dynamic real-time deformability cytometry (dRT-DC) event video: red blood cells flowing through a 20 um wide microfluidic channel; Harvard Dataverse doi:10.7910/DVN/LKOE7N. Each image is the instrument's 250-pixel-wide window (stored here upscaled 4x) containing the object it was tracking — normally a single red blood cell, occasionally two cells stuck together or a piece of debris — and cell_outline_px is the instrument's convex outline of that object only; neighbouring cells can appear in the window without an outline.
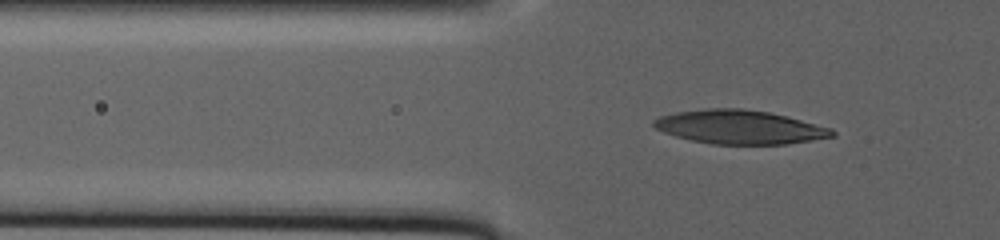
{"species": "human", "species_latin": "Homo sapiens", "temperature_condition": "warm", "stored_images_in_passage": 73, "camera_frame_rate_fps": 3000, "um_per_image_px": 0.085, "donor": {"sex": "male"}, "frame": {"image": 1, "passage_image": 24, "time_ms": 15.667, "image_size_px": [1000, 240], "cell_outline_px": [[836, 136], [788, 144], [712, 144], [692, 140], [676, 136], [664, 132], [656, 128], [652, 124], [652, 120], [660, 116], [676, 112], [704, 108], [744, 108], [768, 112], [832, 128], [836, 132]], "centroid_in_image_um": [62.86, 10.8], "position_along_channel_um": 62.9, "area_um2": 35.08}}
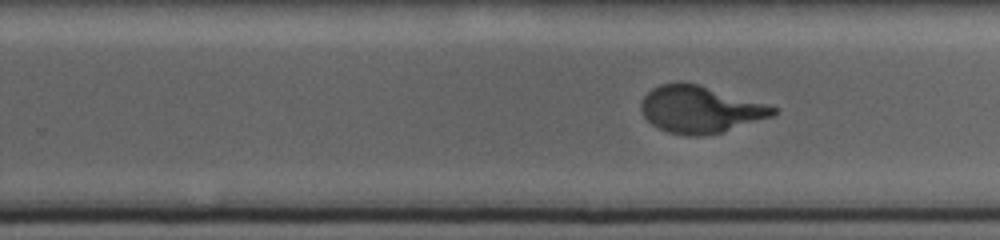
{"frame": {"image": 2, "passage_image": 50, "time_ms": 28.0, "image_size_px": [1000, 240], "cell_outline_px": [[776, 112], [772, 116], [724, 132], [700, 136], [688, 136], [668, 132], [652, 124], [644, 116], [640, 108], [640, 104], [644, 96], [652, 88], [660, 84], [680, 80], [696, 84], [764, 104], [776, 108]], "centroid_in_image_um": [59.45, 9.3], "position_along_channel_um": 270.4, "area_um2": 35.78}}
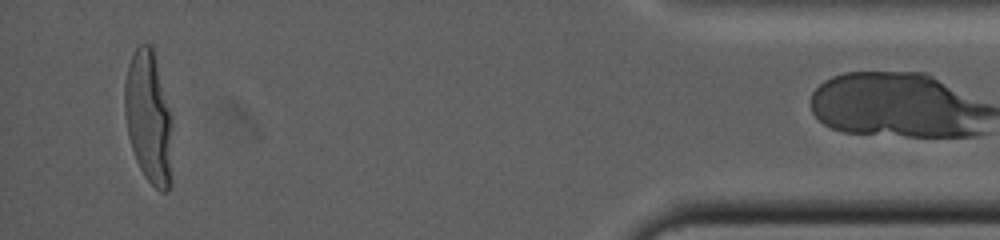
{"frame": {"image": 3, "passage_image": 72, "time_ms": 39.333, "image_size_px": [1000, 240], "cell_outline_px": [[172, 184], [164, 192], [160, 192], [144, 176], [136, 160], [128, 136], [124, 112], [124, 80], [128, 64], [136, 48], [140, 44], [152, 44], [172, 116]], "centroid_in_image_um": [12.65, 10.0], "position_along_channel_um": 422.6, "area_um2": 37.51}}